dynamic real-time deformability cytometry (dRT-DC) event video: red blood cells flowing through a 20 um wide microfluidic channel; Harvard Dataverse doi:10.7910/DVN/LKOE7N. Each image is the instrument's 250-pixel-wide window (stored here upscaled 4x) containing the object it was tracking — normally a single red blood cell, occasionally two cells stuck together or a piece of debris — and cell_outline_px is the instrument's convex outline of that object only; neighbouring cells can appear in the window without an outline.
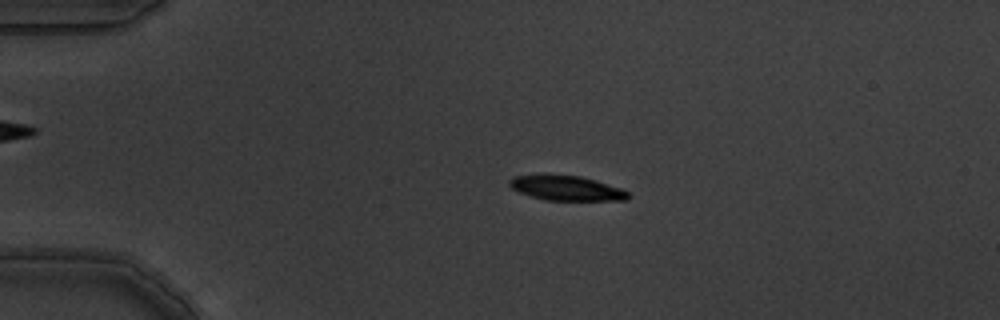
{"species": "common noctule bat (a hibernating species)", "species_latin": "Nyctalus noctula", "temperature_condition": "warm", "stored_images_in_passage": 5, "camera_frame_rate_fps": 3000, "um_per_image_px": 0.085, "animal": {"sex": "male", "body_mass_g": 19.5, "forearm_length_mm": 54.6}, "frame": {"image": 1, "passage_image": 3, "time_ms": 0.667, "image_size_px": [1000, 320], "cell_outline_px": [[632, 196], [628, 200], [544, 200], [520, 192], [512, 188], [508, 184], [508, 180], [512, 176], [540, 172], [544, 172], [580, 176], [596, 180], [620, 188], [628, 192]], "centroid_in_image_um": [48.08, 15.94], "position_along_channel_um": 36.9, "area_um2": 17.8}}
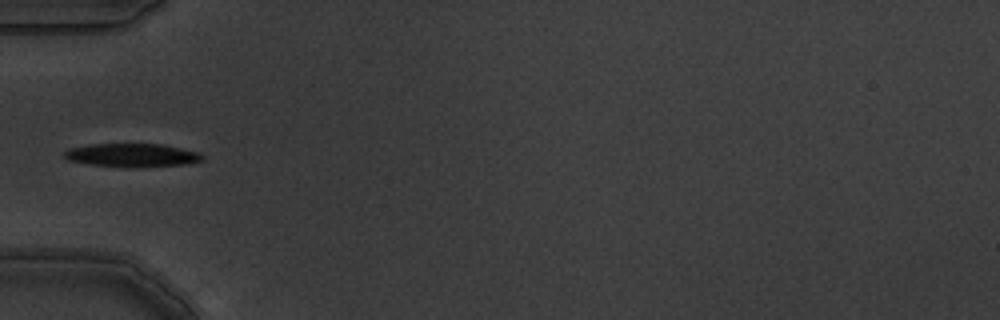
{"frame": {"image": 2, "passage_image": 5, "time_ms": 1.333, "image_size_px": [1000, 320], "cell_outline_px": [[204, 160], [184, 164], [92, 164], [68, 160], [64, 156], [64, 152], [68, 148], [88, 144], [164, 144], [200, 152], [204, 156]], "centroid_in_image_um": [11.23, 13.12], "position_along_channel_um": 73.8, "area_um2": 17.63}}